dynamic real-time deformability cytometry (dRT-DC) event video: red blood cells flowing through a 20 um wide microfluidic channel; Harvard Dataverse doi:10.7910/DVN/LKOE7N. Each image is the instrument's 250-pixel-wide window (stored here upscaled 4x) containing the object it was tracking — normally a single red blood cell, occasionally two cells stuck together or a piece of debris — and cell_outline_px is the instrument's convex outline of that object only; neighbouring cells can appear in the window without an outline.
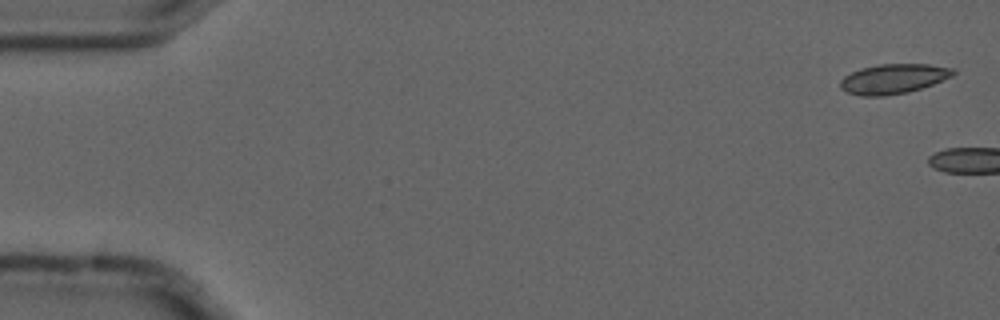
{"species": "common noctule bat (a hibernating species)", "species_latin": "Nyctalus noctula", "temperature_condition": "cold", "stored_images_in_passage": 2, "camera_frame_rate_fps": 3000, "um_per_image_px": 0.085, "animal": {"sex": "male", "forearm_length_mm": 52.5}, "frame": {"image": 1, "passage_image": 1, "time_ms": 0.0, "image_size_px": [1000, 320], "cell_outline_px": [[956, 72], [952, 76], [932, 84], [908, 92], [884, 96], [860, 96], [848, 92], [840, 88], [840, 80], [844, 76], [860, 68], [880, 64], [928, 64], [956, 68]], "centroid_in_image_um": [75.94, 6.69], "position_along_channel_um": 9.1, "area_um2": 19.59}}